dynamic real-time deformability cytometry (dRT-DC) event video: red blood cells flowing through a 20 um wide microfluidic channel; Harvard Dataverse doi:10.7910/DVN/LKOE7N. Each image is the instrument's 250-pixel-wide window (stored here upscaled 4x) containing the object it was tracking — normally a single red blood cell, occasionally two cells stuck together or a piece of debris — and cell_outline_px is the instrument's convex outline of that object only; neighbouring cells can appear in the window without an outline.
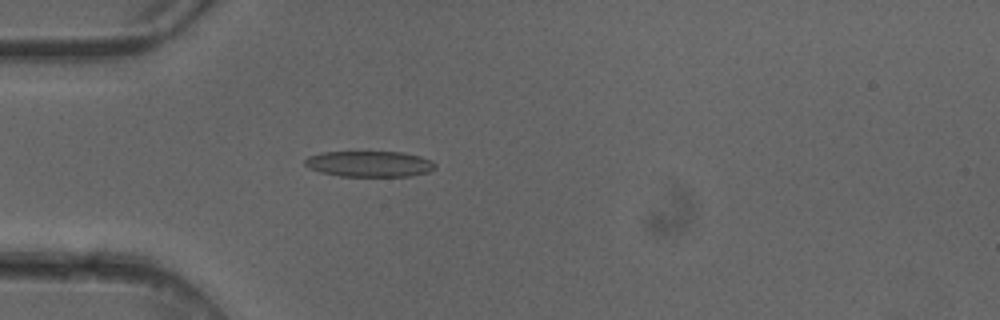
{"species": "common noctule bat (a hibernating species)", "species_latin": "Nyctalus noctula", "temperature_condition": "cold", "stored_images_in_passage": 4, "camera_frame_rate_fps": 3000, "um_per_image_px": 0.085, "animal": {"sex": "female"}, "frame": {"image": 1, "passage_image": 4, "time_ms": 1.0, "image_size_px": [1000, 320], "cell_outline_px": [[436, 168], [428, 172], [412, 176], [340, 176], [320, 172], [308, 168], [304, 164], [304, 160], [308, 156], [320, 152], [404, 152], [420, 156], [432, 160], [436, 164]], "centroid_in_image_um": [31.41, 13.93], "position_along_channel_um": 53.6, "area_um2": 19.83}}